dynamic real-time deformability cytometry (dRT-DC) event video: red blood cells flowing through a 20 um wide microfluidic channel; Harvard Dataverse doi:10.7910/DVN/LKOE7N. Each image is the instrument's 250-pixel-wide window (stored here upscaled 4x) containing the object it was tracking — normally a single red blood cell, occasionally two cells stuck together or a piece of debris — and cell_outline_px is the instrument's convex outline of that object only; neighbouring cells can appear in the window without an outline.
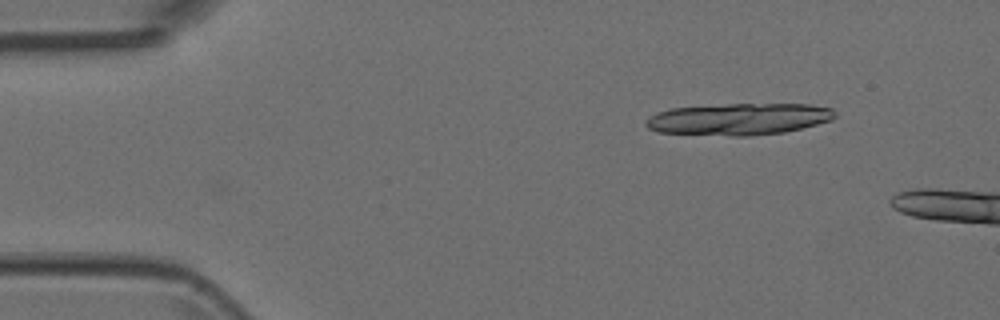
{"species": "Egyptian fruit bat (a non-hibernating species)", "species_latin": "Rousettus aegyptiacus", "temperature_condition": "room temperature", "stored_images_in_passage": 2, "camera_frame_rate_fps": 3000, "um_per_image_px": 0.085, "animal": {"sex": "female"}, "frame": {"image": 1, "passage_image": 2, "time_ms": 0.333, "image_size_px": [1000, 320], "cell_outline_px": [[836, 116], [832, 120], [784, 132], [748, 136], [732, 136], [656, 132], [648, 128], [644, 124], [648, 116], [672, 108], [728, 104], [808, 104], [832, 108], [836, 112]], "centroid_in_image_um": [62.79, 10.12], "position_along_channel_um": 22.2, "area_um2": 34.97}}